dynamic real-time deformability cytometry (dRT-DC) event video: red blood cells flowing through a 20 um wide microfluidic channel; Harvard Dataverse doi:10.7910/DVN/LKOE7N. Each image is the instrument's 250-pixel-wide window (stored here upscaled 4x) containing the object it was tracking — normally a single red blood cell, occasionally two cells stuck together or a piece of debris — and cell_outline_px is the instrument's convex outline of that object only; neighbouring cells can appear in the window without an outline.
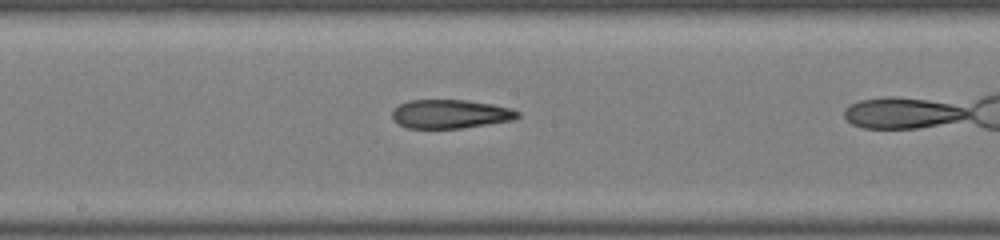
{"species": "common noctule bat (a hibernating species)", "species_latin": "Nyctalus noctula", "temperature_condition": "warm", "stored_images_in_passage": 17, "camera_frame_rate_fps": 3000, "um_per_image_px": 0.085, "animal": {"sex": "male", "body_mass_g": 19.0, "forearm_length_mm": 50.8}, "frame": {"image": 1, "passage_image": 12, "time_ms": 3.667, "image_size_px": [1000, 240], "cell_outline_px": [[520, 116], [512, 120], [464, 128], [408, 128], [392, 120], [392, 112], [400, 104], [408, 100], [468, 100], [492, 104], [512, 108], [520, 112]], "centroid_in_image_um": [38.3, 9.69], "position_along_channel_um": 209.9, "area_um2": 21.1}}